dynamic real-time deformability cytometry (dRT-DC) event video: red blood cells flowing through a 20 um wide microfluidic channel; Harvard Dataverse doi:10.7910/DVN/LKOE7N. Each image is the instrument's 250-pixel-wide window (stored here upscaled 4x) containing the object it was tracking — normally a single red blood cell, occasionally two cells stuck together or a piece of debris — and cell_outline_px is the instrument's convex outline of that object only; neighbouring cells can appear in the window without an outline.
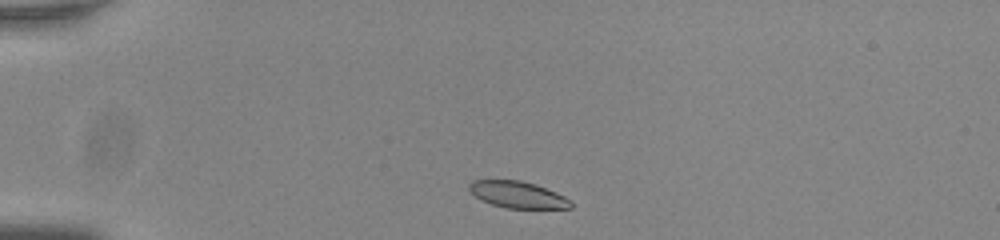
{"species": "common noctule bat (a hibernating species)", "species_latin": "Nyctalus noctula", "temperature_condition": "room temperature", "stored_images_in_passage": 43, "camera_frame_rate_fps": 3000, "um_per_image_px": 0.085, "animal": {"sex": "male", "body_mass_g": 20.0, "forearm_length_mm": 53.3}, "frame": {"image": 1, "passage_image": 2, "time_ms": 0.333, "image_size_px": [1000, 240], "cell_outline_px": [[572, 208], [504, 208], [480, 200], [468, 188], [468, 184], [472, 180], [520, 180], [536, 184], [564, 196], [572, 200]], "centroid_in_image_um": [44.0, 16.54], "position_along_channel_um": 41.0, "area_um2": 15.78}}
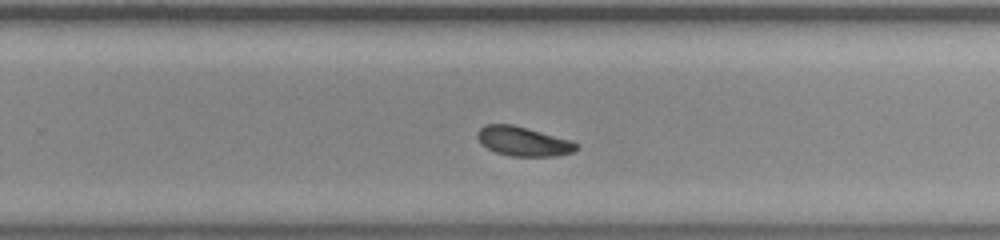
{"frame": {"image": 2, "passage_image": 25, "time_ms": 8.0, "image_size_px": [1000, 240], "cell_outline_px": [[576, 148], [572, 152], [556, 156], [512, 156], [496, 152], [480, 144], [476, 136], [476, 132], [484, 124], [512, 124], [528, 128], [572, 140], [576, 144]], "centroid_in_image_um": [44.42, 12.0], "position_along_channel_um": 285.4, "area_um2": 16.94}}
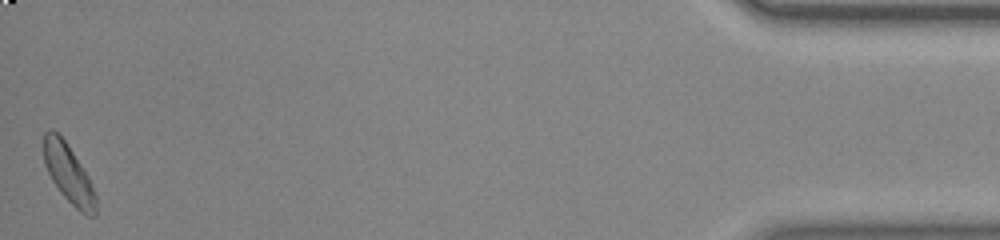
{"frame": {"image": 3, "passage_image": 43, "time_ms": 14.0, "image_size_px": [1000, 240], "cell_outline_px": [[96, 216], [88, 216], [80, 212], [60, 192], [52, 180], [44, 164], [44, 132], [48, 128], [52, 128], [64, 140], [88, 176], [96, 196]], "centroid_in_image_um": [5.82, 14.77], "position_along_channel_um": 429.4, "area_um2": 17.51}, "authors_computed_cell_mechanics": {"area_um2": 17.1666, "velocity_mm_per_s": 3.7734, "shape_relaxation_time_tau1_ms": 5.4829, "shape_relaxation_time_tau2_ms": 3.6943, "deformation_change_tau1": 0.1555, "deformation_change_tau2": 0.0807}}